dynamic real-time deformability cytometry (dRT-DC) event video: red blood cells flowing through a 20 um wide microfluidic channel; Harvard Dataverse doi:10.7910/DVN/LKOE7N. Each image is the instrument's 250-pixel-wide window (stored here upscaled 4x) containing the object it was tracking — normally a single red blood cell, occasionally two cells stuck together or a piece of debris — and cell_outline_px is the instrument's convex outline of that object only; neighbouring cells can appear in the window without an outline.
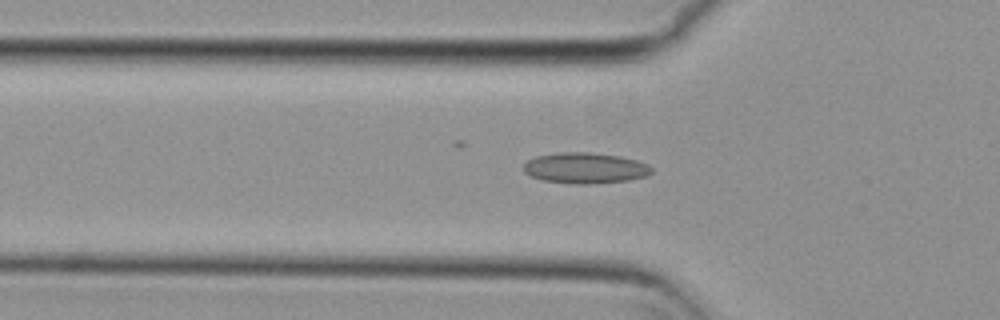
{"species": "common noctule bat (a hibernating species)", "species_latin": "Nyctalus noctula", "temperature_condition": "cold", "stored_images_in_passage": 37, "camera_frame_rate_fps": 3000, "um_per_image_px": 0.085, "animal": {"sex": "female", "body_mass_g": 29.2, "forearm_length_mm": 56.3}, "frame": {"image": 1, "passage_image": 5, "time_ms": 1.333, "image_size_px": [1000, 320], "cell_outline_px": [[652, 172], [644, 176], [628, 180], [588, 184], [572, 184], [544, 180], [532, 176], [524, 172], [524, 164], [528, 160], [536, 156], [560, 152], [588, 152], [620, 156], [636, 160], [648, 164], [652, 168]], "centroid_in_image_um": [49.73, 14.28], "position_along_channel_um": 76.1, "area_um2": 22.83}}
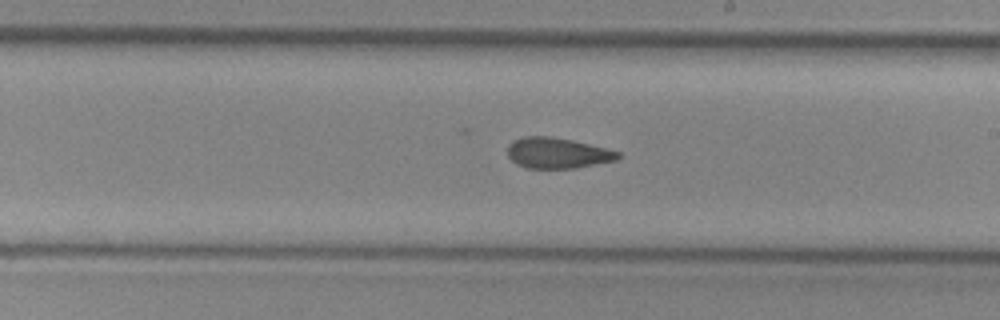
{"frame": {"image": 2, "passage_image": 18, "time_ms": 5.667, "image_size_px": [1000, 320], "cell_outline_px": [[620, 156], [616, 160], [576, 168], [528, 168], [516, 164], [508, 156], [508, 144], [512, 140], [524, 136], [552, 136], [572, 140], [620, 152]], "centroid_in_image_um": [47.34, 13.0], "position_along_channel_um": 241.7, "area_um2": 19.71}}
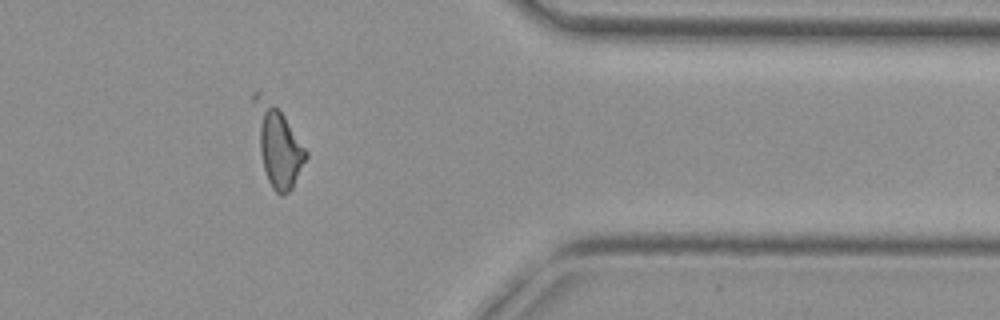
{"frame": {"image": 3, "passage_image": 31, "time_ms": 10.0, "image_size_px": [1000, 320], "cell_outline_px": [[308, 156], [292, 188], [284, 196], [280, 196], [272, 188], [268, 180], [264, 168], [260, 152], [252, 100], [252, 92], [260, 92], [284, 116], [308, 152]], "centroid_in_image_um": [23.61, 12.39], "position_along_channel_um": 387.8, "area_um2": 23.41}, "authors_computed_cell_mechanics": {"area_um2": 20.9236, "velocity_mm_per_s": 3.8098, "shape_relaxation_time_tau1_ms": null, "shape_relaxation_time_tau2_ms": 3.4297, "deformation_change_tau1": null, "deformation_change_tau2": 0.1087}}